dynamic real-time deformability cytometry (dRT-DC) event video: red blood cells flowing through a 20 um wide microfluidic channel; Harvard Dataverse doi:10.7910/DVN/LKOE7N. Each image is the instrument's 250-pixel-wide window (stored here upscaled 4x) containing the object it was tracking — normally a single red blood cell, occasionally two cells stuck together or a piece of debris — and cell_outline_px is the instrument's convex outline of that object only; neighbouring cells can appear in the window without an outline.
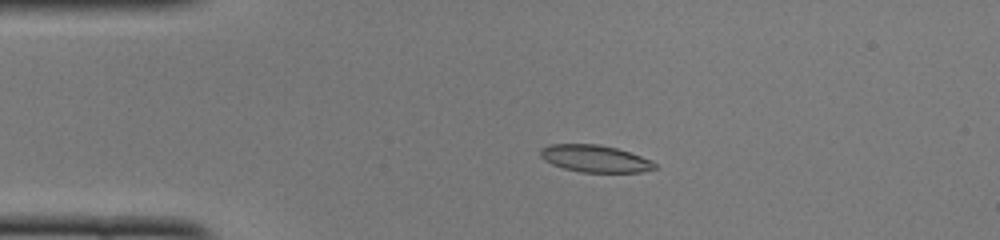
{"species": "common noctule bat (a hibernating species)", "species_latin": "Nyctalus noctula", "temperature_condition": "cold", "stored_images_in_passage": 50, "camera_frame_rate_fps": 3000, "um_per_image_px": 0.085, "animal": {"sex": "female", "body_mass_g": 22.0, "forearm_length_mm": 56.7}, "frame": {"image": 1, "passage_image": 10, "time_ms": 3.0, "image_size_px": [1000, 240], "cell_outline_px": [[656, 168], [640, 172], [580, 172], [564, 168], [552, 164], [544, 160], [540, 156], [540, 148], [552, 144], [600, 144], [616, 148], [652, 160], [656, 164]], "centroid_in_image_um": [50.55, 13.48], "position_along_channel_um": 34.4, "area_um2": 17.98}}
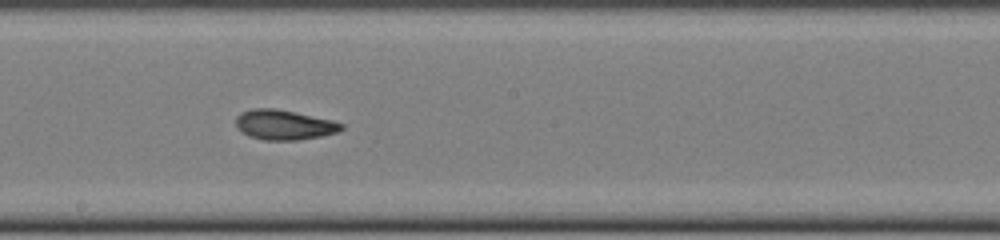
{"frame": {"image": 2, "passage_image": 27, "time_ms": 8.667, "image_size_px": [1000, 240], "cell_outline_px": [[344, 128], [340, 132], [300, 140], [264, 140], [248, 136], [240, 132], [236, 124], [236, 116], [240, 112], [252, 108], [276, 108], [332, 120], [344, 124]], "centroid_in_image_um": [24.13, 10.61], "position_along_channel_um": 224.1, "area_um2": 18.61}}
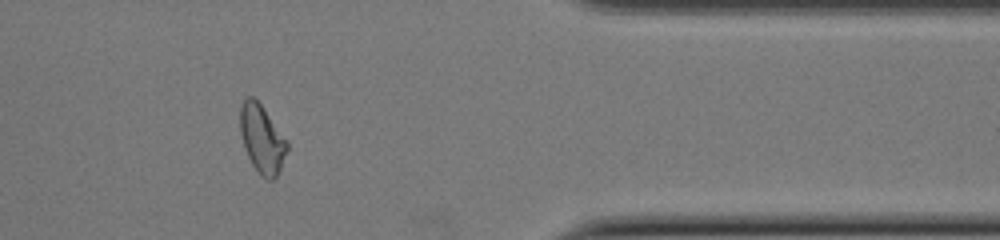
{"frame": {"image": 3, "passage_image": 41, "time_ms": 13.333, "image_size_px": [1000, 240], "cell_outline_px": [[288, 148], [280, 168], [276, 176], [272, 180], [268, 180], [260, 176], [252, 164], [244, 148], [240, 132], [240, 104], [248, 96], [252, 96], [260, 104], [288, 140]], "centroid_in_image_um": [22.26, 11.81], "position_along_channel_um": 389.1, "area_um2": 18.61}, "authors_computed_cell_mechanics": {"area_um2": 18.3804, "velocity_mm_per_s": 3.9923, "shape_relaxation_time_tau1_ms": 6.8866, "shape_relaxation_time_tau2_ms": 2.9948, "deformation_change_tau1": 0.1658, "deformation_change_tau2": 0.0903}}